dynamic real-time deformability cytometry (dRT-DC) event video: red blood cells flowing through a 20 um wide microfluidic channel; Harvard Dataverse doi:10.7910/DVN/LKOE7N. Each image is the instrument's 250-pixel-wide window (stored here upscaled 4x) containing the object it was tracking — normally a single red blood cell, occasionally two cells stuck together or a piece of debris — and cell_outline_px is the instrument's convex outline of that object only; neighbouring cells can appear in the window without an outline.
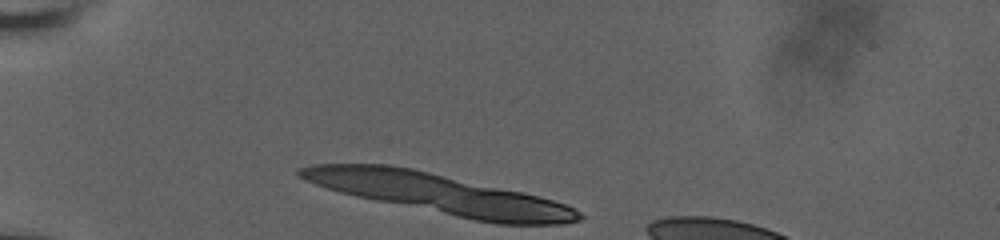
{"species": "human", "species_latin": "Homo sapiens", "temperature_condition": "room temperature", "stored_images_in_passage": 5, "camera_frame_rate_fps": 3000, "um_per_image_px": 0.085, "donor": {"sex": "male"}, "frame": {"image": 1, "passage_image": 1, "time_ms": 0.0, "image_size_px": [1000, 240], "cell_outline_px": [[584, 216], [580, 220], [564, 224], [496, 224], [356, 196], [340, 192], [304, 180], [296, 176], [296, 168], [312, 164], [388, 164], [412, 168], [540, 196], [564, 204], [580, 212]], "centroid_in_image_um": [37.31, 16.46], "position_along_channel_um": 47.7, "area_um2": 64.27}}